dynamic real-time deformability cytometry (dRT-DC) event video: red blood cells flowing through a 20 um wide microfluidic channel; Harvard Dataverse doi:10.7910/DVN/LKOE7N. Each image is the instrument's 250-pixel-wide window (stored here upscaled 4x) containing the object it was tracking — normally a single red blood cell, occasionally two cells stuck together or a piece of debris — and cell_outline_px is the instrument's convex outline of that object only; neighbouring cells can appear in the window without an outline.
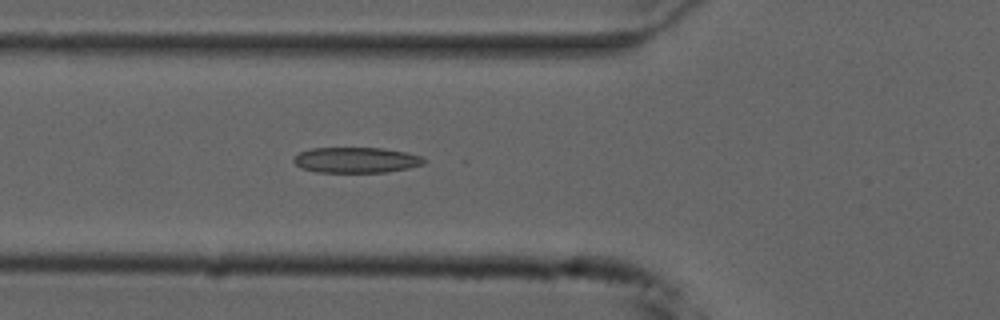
{"species": "common noctule bat (a hibernating species)", "species_latin": "Nyctalus noctula", "temperature_condition": "cold", "stored_images_in_passage": 16, "camera_frame_rate_fps": 3000, "um_per_image_px": 0.085, "animal": {"sex": "male", "forearm_length_mm": 52.5}, "frame": {"image": 1, "passage_image": 10, "time_ms": 3.0, "image_size_px": [1000, 320], "cell_outline_px": [[428, 160], [424, 164], [408, 168], [388, 172], [316, 172], [300, 168], [292, 160], [300, 152], [312, 148], [384, 148], [408, 152], [420, 156]], "centroid_in_image_um": [30.3, 13.6], "position_along_channel_um": 95.5, "area_um2": 19.54}}
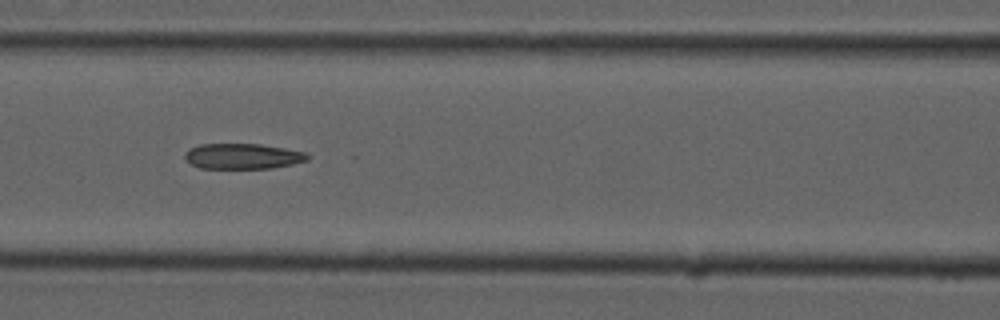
{"frame": {"image": 2, "passage_image": 14, "time_ms": 4.333, "image_size_px": [1000, 320], "cell_outline_px": [[308, 160], [292, 164], [272, 168], [200, 168], [192, 164], [184, 156], [184, 152], [188, 148], [200, 144], [260, 144], [284, 148], [304, 152], [308, 156]], "centroid_in_image_um": [20.6, 13.27], "position_along_channel_um": 146.0, "area_um2": 18.09}}